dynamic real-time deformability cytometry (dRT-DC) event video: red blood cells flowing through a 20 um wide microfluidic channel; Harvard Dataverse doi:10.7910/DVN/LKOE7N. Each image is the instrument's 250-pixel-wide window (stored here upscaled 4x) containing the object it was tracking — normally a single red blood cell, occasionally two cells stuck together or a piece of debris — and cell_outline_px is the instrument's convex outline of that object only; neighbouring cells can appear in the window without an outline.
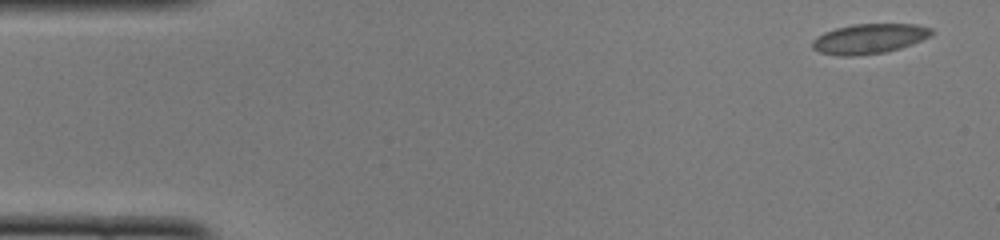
{"species": "common noctule bat (a hibernating species)", "species_latin": "Nyctalus noctula", "temperature_condition": "cold", "stored_images_in_passage": 49, "camera_frame_rate_fps": 3000, "um_per_image_px": 0.085, "animal": {"sex": "female", "body_mass_g": 22.0, "forearm_length_mm": 56.7}, "frame": {"image": 1, "passage_image": 1, "time_ms": 0.0, "image_size_px": [1000, 240], "cell_outline_px": [[932, 36], [912, 44], [900, 48], [884, 52], [852, 56], [840, 56], [820, 52], [812, 48], [812, 40], [824, 32], [836, 28], [856, 24], [916, 24], [932, 28]], "centroid_in_image_um": [73.89, 3.29], "position_along_channel_um": 11.1, "area_um2": 20.69}}
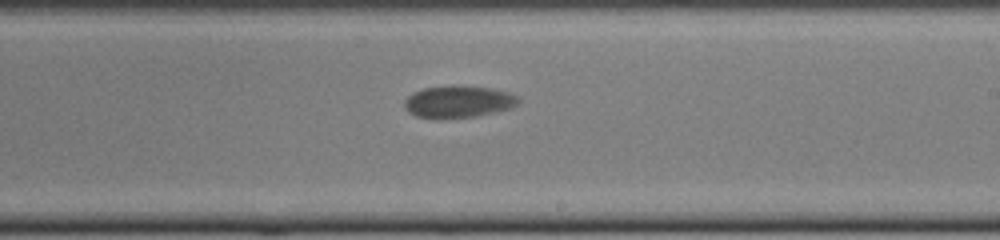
{"frame": {"image": 2, "passage_image": 28, "time_ms": 9.0, "image_size_px": [1000, 240], "cell_outline_px": [[520, 100], [516, 104], [508, 108], [496, 112], [476, 116], [440, 120], [432, 120], [416, 116], [408, 112], [404, 108], [404, 100], [412, 92], [424, 88], [492, 88], [508, 92], [516, 96]], "centroid_in_image_um": [38.89, 8.71], "position_along_channel_um": 250.1, "area_um2": 20.87}}
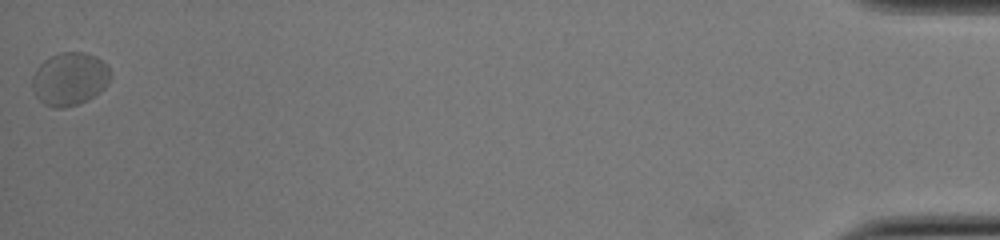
{"frame": {"image": 3, "passage_image": 49, "time_ms": 16.0, "image_size_px": [1000, 240], "cell_outline_px": [[108, 84], [104, 88], [88, 100], [80, 104], [64, 108], [56, 108], [44, 104], [36, 96], [32, 88], [32, 76], [36, 68], [44, 60], [60, 52], [84, 52], [96, 56], [108, 64]], "centroid_in_image_um": [5.9, 6.71], "position_along_channel_um": 429.3, "area_um2": 24.22}, "authors_computed_cell_mechanics": {"area_um2": 21.1548, "velocity_mm_per_s": 3.9463, "shape_relaxation_time_tau1_ms": 1.4262, "shape_relaxation_time_tau2_ms": null, "deformation_change_tau1": 0.0465, "deformation_change_tau2": null}}